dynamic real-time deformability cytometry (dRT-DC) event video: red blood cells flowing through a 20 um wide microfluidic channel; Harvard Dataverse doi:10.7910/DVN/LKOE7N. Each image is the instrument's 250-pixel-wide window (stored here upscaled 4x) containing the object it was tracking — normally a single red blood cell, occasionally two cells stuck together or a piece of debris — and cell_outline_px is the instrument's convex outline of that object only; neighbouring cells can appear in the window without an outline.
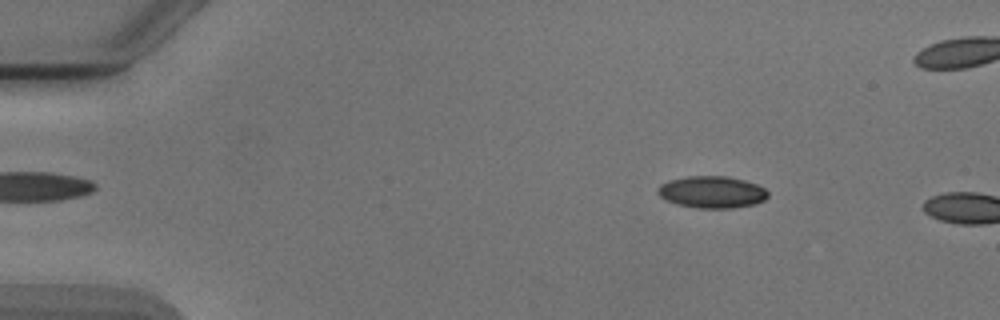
{"species": "Egyptian fruit bat (a non-hibernating species)", "species_latin": "Rousettus aegyptiacus", "temperature_condition": "cold", "stored_images_in_passage": 6, "camera_frame_rate_fps": 3000, "um_per_image_px": 0.085, "animal": {"sex": "male"}, "frame": {"image": 1, "passage_image": 3, "time_ms": 0.667, "image_size_px": [1000, 320], "cell_outline_px": [[768, 196], [764, 200], [756, 204], [732, 208], [696, 208], [676, 204], [660, 196], [656, 192], [656, 188], [660, 184], [668, 180], [688, 176], [728, 176], [744, 180], [756, 184], [764, 188], [768, 192]], "centroid_in_image_um": [60.5, 16.32], "position_along_channel_um": 24.5, "area_um2": 20.63}}